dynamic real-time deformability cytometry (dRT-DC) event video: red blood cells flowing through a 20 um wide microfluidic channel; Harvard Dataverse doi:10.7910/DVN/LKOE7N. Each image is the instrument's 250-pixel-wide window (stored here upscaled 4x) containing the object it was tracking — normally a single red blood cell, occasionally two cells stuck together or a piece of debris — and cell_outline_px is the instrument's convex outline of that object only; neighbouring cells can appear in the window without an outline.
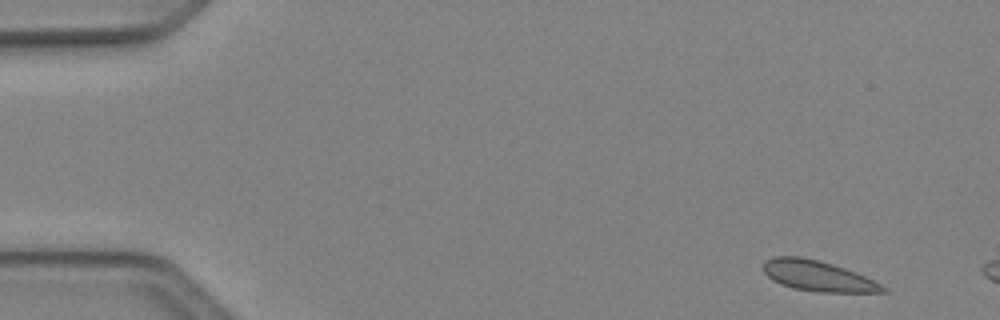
{"species": "Egyptian fruit bat (a non-hibernating species)", "species_latin": "Rousettus aegyptiacus", "temperature_condition": "cold", "stored_images_in_passage": 8, "camera_frame_rate_fps": 3000, "um_per_image_px": 0.085, "animal": {"sex": "female"}, "frame": {"image": 1, "passage_image": 1, "time_ms": 0.0, "image_size_px": [1000, 320], "cell_outline_px": [[888, 292], [820, 292], [792, 288], [780, 284], [772, 280], [760, 268], [764, 260], [772, 256], [800, 256], [832, 264], [856, 272], [888, 288]], "centroid_in_image_um": [69.45, 23.45], "position_along_channel_um": 15.6, "area_um2": 21.33}}